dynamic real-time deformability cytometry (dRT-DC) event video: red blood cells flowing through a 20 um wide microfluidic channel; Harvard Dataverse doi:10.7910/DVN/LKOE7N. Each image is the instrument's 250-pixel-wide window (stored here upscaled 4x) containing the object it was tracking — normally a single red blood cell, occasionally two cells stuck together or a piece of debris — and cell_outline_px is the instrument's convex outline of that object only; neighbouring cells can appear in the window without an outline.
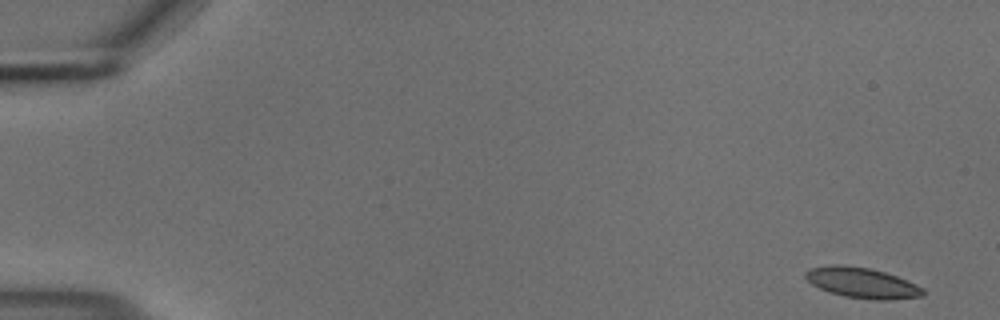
{"species": "common noctule bat (a hibernating species)", "species_latin": "Nyctalus noctula", "temperature_condition": "cold", "stored_images_in_passage": 54, "camera_frame_rate_fps": 3000, "um_per_image_px": 0.085, "animal": {"sex": "male", "body_mass_g": 18.8}, "frame": {"image": 1, "passage_image": 1, "time_ms": 0.0, "image_size_px": [1000, 320], "cell_outline_px": [[924, 296], [888, 300], [872, 300], [844, 296], [828, 292], [812, 284], [804, 276], [804, 272], [812, 268], [832, 264], [840, 264], [868, 268], [884, 272], [896, 276], [916, 284], [924, 288]], "centroid_in_image_um": [73.27, 24.05], "position_along_channel_um": 11.7, "area_um2": 20.87}}
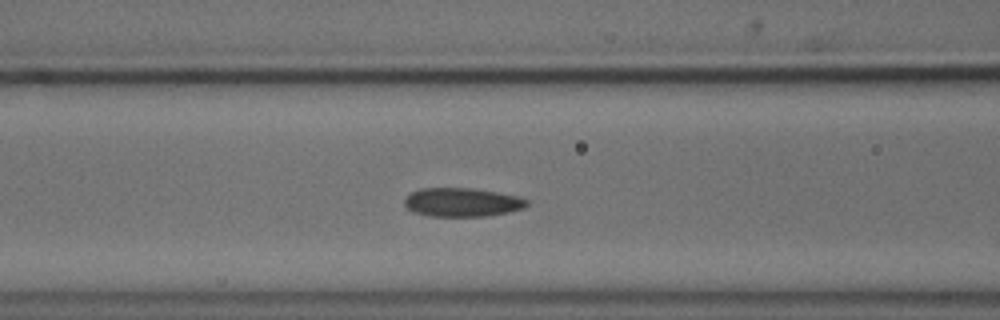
{"frame": {"image": 2, "passage_image": 22, "time_ms": 7.0, "image_size_px": [1000, 320], "cell_outline_px": [[528, 204], [524, 208], [508, 212], [488, 216], [428, 216], [416, 212], [408, 208], [404, 204], [404, 200], [412, 192], [420, 188], [476, 188], [520, 196], [528, 200]], "centroid_in_image_um": [39.32, 17.18], "position_along_channel_um": 127.3, "area_um2": 20.58}}
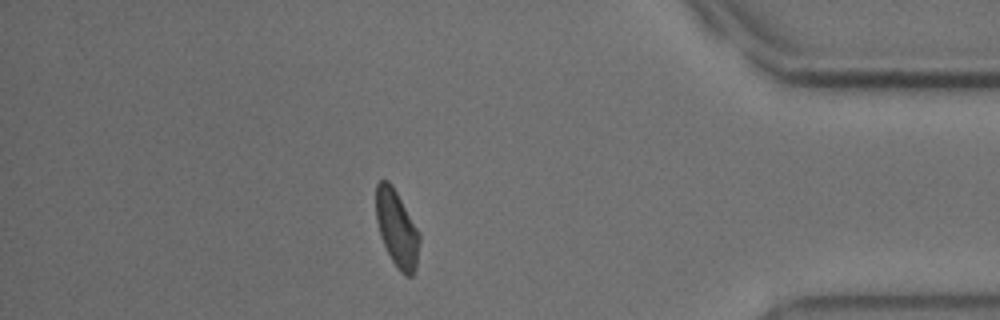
{"frame": {"image": 3, "passage_image": 47, "time_ms": 15.333, "image_size_px": [1000, 320], "cell_outline_px": [[420, 240], [416, 268], [412, 276], [404, 276], [396, 268], [380, 236], [376, 220], [376, 184], [380, 180], [388, 180], [392, 184], [420, 232]], "centroid_in_image_um": [33.74, 19.43], "position_along_channel_um": 401.5, "area_um2": 19.59}, "authors_computed_cell_mechanics": {"area_um2": 20.4612, "velocity_mm_per_s": 3.68, "shape_relaxation_time_tau1_ms": 8.9626, "shape_relaxation_time_tau2_ms": 3.4468, "deformation_change_tau1": 0.1418, "deformation_change_tau2": 0.0916}}